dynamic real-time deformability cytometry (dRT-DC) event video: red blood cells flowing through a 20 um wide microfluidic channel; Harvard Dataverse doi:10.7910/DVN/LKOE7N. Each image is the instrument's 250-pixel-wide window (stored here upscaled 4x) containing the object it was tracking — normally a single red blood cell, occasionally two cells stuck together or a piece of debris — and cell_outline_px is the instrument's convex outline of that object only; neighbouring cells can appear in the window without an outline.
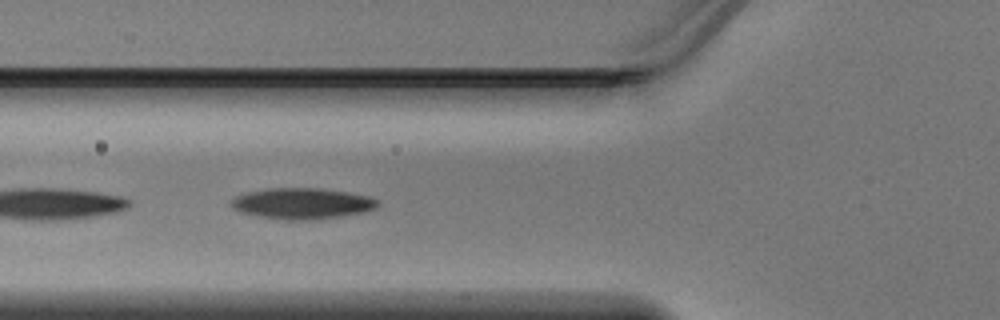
{"species": "Egyptian fruit bat (a non-hibernating species)", "species_latin": "Rousettus aegyptiacus", "temperature_condition": "warm", "stored_images_in_passage": 19, "camera_frame_rate_fps": 3000, "um_per_image_px": 0.085, "animal": {"sex": "male"}, "frame": {"image": 1, "passage_image": 9, "time_ms": 2.667, "image_size_px": [1000, 320], "cell_outline_px": [[380, 204], [372, 208], [360, 212], [340, 216], [312, 220], [284, 220], [260, 216], [240, 212], [232, 208], [228, 204], [236, 196], [248, 192], [268, 188], [320, 188], [368, 196], [376, 200]], "centroid_in_image_um": [25.6, 17.29], "position_along_channel_um": 100.2, "area_um2": 26.13}}